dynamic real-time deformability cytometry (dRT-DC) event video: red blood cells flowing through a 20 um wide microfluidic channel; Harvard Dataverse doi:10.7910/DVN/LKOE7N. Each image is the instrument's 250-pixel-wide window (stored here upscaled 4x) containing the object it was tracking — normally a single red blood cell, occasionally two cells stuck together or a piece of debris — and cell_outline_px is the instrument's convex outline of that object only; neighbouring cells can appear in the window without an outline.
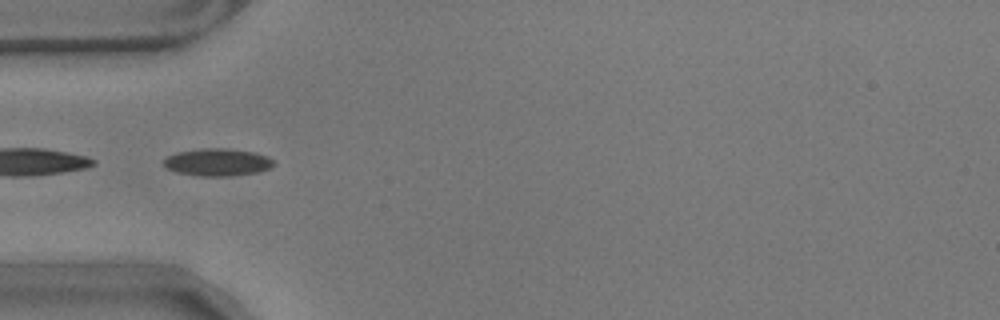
{"species": "common noctule bat (a hibernating species)", "species_latin": "Nyctalus noctula", "temperature_condition": "warm", "stored_images_in_passage": 55, "camera_frame_rate_fps": 3000, "um_per_image_px": 0.085, "animal": {"sex": "male", "body_mass_g": 17.9}, "frame": {"image": 1, "passage_image": 16, "time_ms": 5.0, "image_size_px": [1000, 320], "cell_outline_px": [[276, 164], [268, 168], [256, 172], [224, 176], [200, 176], [176, 172], [168, 168], [164, 164], [164, 160], [168, 156], [176, 152], [204, 148], [228, 148], [256, 152], [268, 156]], "centroid_in_image_um": [18.5, 13.77], "position_along_channel_um": 66.5, "area_um2": 17.46}}
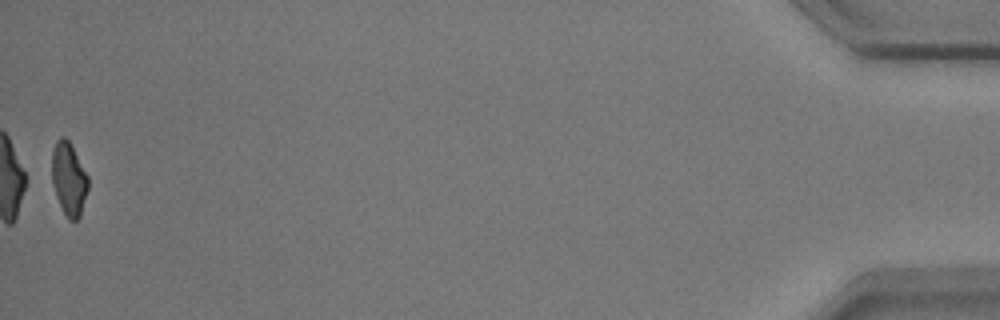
{"frame": {"image": 2, "passage_image": 55, "time_ms": 18.0, "image_size_px": [1000, 320], "cell_outline_px": [[88, 188], [80, 216], [76, 220], [68, 220], [56, 196], [52, 184], [52, 152], [56, 140], [60, 136], [64, 136], [68, 140], [88, 176]], "centroid_in_image_um": [5.84, 15.2], "position_along_channel_um": 429.4, "area_um2": 15.26}, "authors_computed_cell_mechanics": {"area_um2": 16.5308, "velocity_mm_per_s": 3.5263, "shape_relaxation_time_tau1_ms": 4.0152, "shape_relaxation_time_tau2_ms": 2.2322, "deformation_change_tau1": 0.1256, "deformation_change_tau2": 0.0746}}